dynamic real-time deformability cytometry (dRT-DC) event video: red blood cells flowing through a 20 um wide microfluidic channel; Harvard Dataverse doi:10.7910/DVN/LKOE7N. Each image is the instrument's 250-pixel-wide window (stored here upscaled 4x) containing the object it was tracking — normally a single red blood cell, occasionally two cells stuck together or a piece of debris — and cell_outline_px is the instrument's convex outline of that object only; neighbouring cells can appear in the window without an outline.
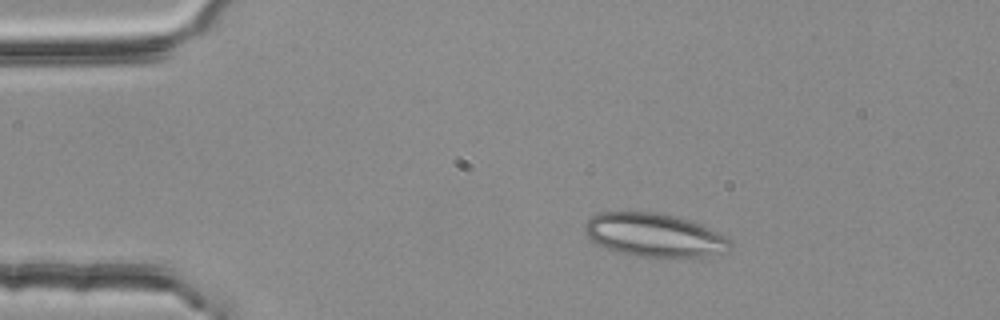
{"species": "common noctule bat (a hibernating species)", "species_latin": "Nyctalus noctula", "temperature_condition": "room temperature", "stored_images_in_passage": 43, "camera_frame_rate_fps": 3000, "um_per_image_px": 0.085, "animal": {"sex": "female", "body_mass_g": 25.1}, "frame": {"image": 1, "passage_image": 1, "time_ms": 0.0, "image_size_px": [1000, 320], "cell_outline_px": [[732, 244], [724, 252], [700, 256], [632, 256], [604, 248], [588, 240], [584, 232], [584, 228], [588, 220], [596, 212], [660, 212], [692, 220], [724, 236]], "centroid_in_image_um": [55.52, 19.96], "position_along_channel_um": 29.5, "area_um2": 36.65}}
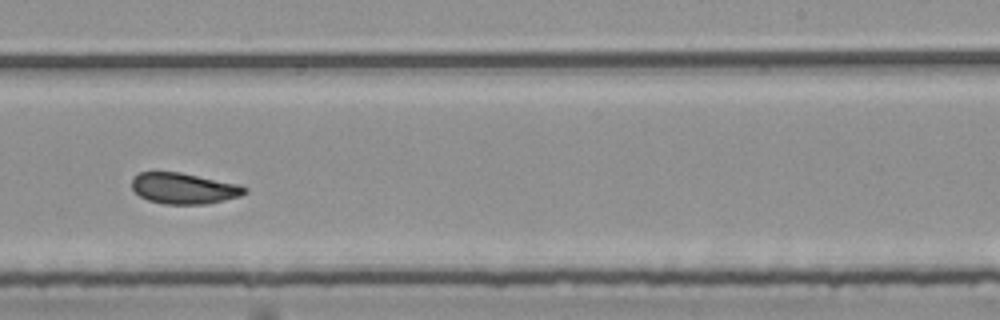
{"frame": {"image": 2, "passage_image": 25, "time_ms": 8.0, "image_size_px": [1000, 320], "cell_outline_px": [[248, 192], [240, 196], [208, 204], [164, 204], [148, 200], [140, 196], [132, 188], [132, 180], [140, 172], [180, 172], [236, 184], [248, 188]], "centroid_in_image_um": [15.63, 16.02], "position_along_channel_um": 273.4, "area_um2": 20.17}}
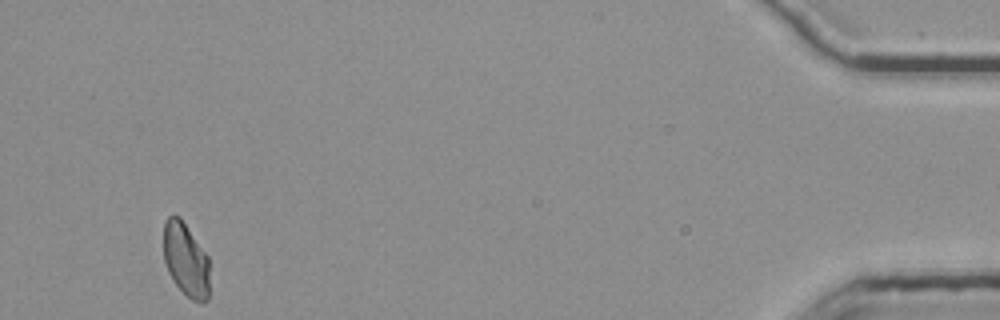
{"frame": {"image": 3, "passage_image": 43, "time_ms": 14.0, "image_size_px": [1000, 320], "cell_outline_px": [[208, 300], [204, 304], [200, 304], [192, 300], [176, 284], [168, 272], [164, 260], [164, 224], [168, 216], [180, 216], [208, 256]], "centroid_in_image_um": [15.8, 22.08], "position_along_channel_um": 419.4, "area_um2": 19.65}, "authors_computed_cell_mechanics": {"area_um2": 20.9814, "velocity_mm_per_s": 3.7679, "shape_relaxation_time_tau1_ms": 8.5649, "shape_relaxation_time_tau2_ms": 1.5939, "deformation_change_tau1": 0.1544, "deformation_change_tau2": 0.0738}}